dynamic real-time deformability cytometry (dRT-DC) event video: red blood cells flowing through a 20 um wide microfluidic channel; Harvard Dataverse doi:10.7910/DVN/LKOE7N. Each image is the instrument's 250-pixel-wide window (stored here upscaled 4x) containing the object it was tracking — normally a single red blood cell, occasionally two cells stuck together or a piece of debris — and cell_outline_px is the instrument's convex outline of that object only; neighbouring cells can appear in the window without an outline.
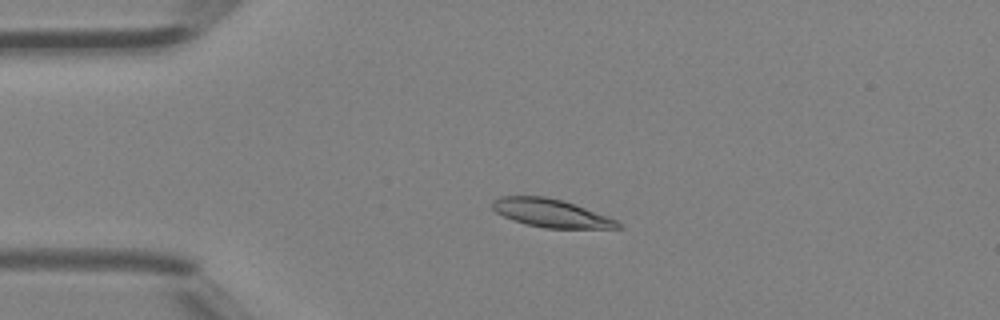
{"species": "Egyptian fruit bat (a non-hibernating species)", "species_latin": "Rousettus aegyptiacus", "temperature_condition": "room temperature", "stored_images_in_passage": 4, "camera_frame_rate_fps": 3000, "um_per_image_px": 0.085, "animal": {"sex": "female"}, "frame": {"image": 1, "passage_image": 3, "time_ms": 0.667, "image_size_px": [1000, 320], "cell_outline_px": [[620, 228], [544, 228], [512, 220], [496, 212], [492, 208], [492, 204], [500, 196], [544, 196], [564, 200], [616, 220], [620, 224]], "centroid_in_image_um": [46.81, 18.11], "position_along_channel_um": 38.2, "area_um2": 20.23}}